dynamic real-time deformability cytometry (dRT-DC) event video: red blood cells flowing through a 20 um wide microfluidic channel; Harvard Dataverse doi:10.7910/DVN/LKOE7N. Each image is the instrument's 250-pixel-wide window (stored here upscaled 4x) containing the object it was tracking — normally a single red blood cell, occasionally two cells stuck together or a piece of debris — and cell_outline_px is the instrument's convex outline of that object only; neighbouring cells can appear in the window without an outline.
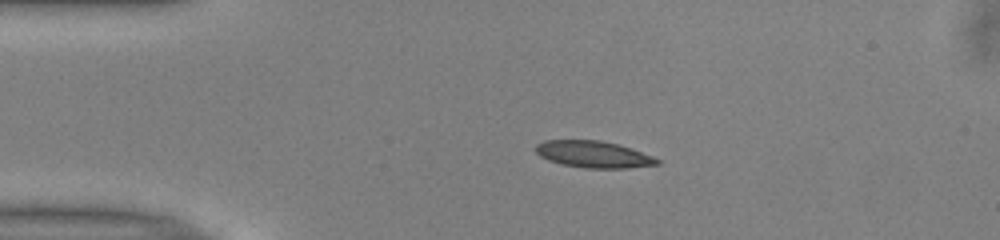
{"species": "common noctule bat (a hibernating species)", "species_latin": "Nyctalus noctula", "temperature_condition": "warm", "stored_images_in_passage": 51, "camera_frame_rate_fps": 3000, "um_per_image_px": 0.085, "animal": {"sex": "male", "body_mass_g": 13.0, "forearm_length_mm": 53.1}, "frame": {"image": 1, "passage_image": 10, "time_ms": 3.0, "image_size_px": [1000, 240], "cell_outline_px": [[660, 164], [628, 168], [584, 168], [560, 164], [548, 160], [540, 156], [536, 152], [536, 144], [544, 140], [600, 140], [616, 144], [652, 156], [660, 160]], "centroid_in_image_um": [50.4, 13.12], "position_along_channel_um": 34.6, "area_um2": 18.79}}
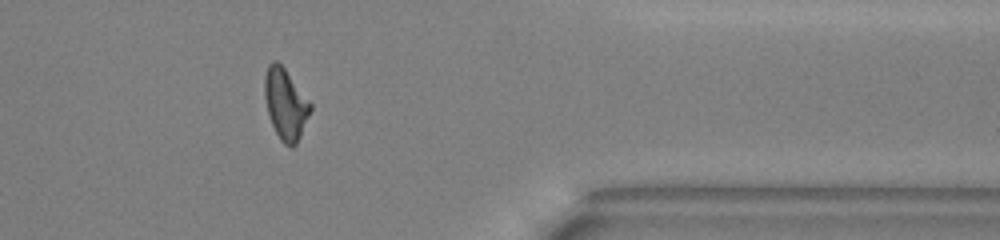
{"frame": {"image": 2, "passage_image": 41, "time_ms": 13.333, "image_size_px": [1000, 240], "cell_outline_px": [[312, 108], [300, 136], [296, 144], [292, 148], [284, 144], [280, 140], [268, 116], [264, 96], [264, 76], [268, 64], [272, 60], [276, 60], [284, 68], [312, 104]], "centroid_in_image_um": [24.25, 8.84], "position_along_channel_um": 387.2, "area_um2": 18.9}}
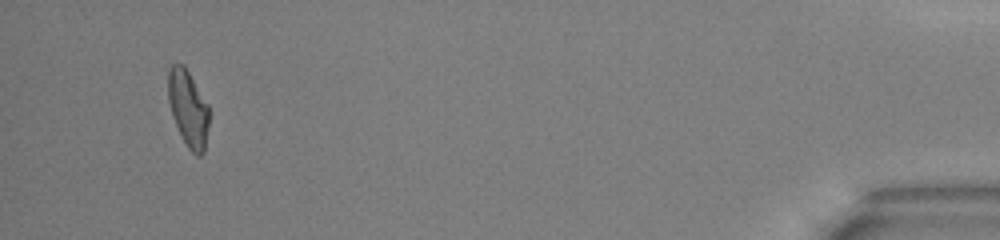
{"frame": {"image": 3, "passage_image": 48, "time_ms": 15.667, "image_size_px": [1000, 240], "cell_outline_px": [[208, 124], [204, 152], [200, 156], [196, 156], [188, 148], [176, 124], [168, 100], [168, 68], [172, 64], [184, 64], [208, 104]], "centroid_in_image_um": [15.99, 9.18], "position_along_channel_um": 419.2, "area_um2": 17.98}, "authors_computed_cell_mechanics": {"area_um2": 18.6694, "velocity_mm_per_s": 3.9861, "shape_relaxation_time_tau1_ms": 7.599, "shape_relaxation_time_tau2_ms": 1.3917, "deformation_change_tau1": 0.2179, "deformation_change_tau2": 0.0734}}